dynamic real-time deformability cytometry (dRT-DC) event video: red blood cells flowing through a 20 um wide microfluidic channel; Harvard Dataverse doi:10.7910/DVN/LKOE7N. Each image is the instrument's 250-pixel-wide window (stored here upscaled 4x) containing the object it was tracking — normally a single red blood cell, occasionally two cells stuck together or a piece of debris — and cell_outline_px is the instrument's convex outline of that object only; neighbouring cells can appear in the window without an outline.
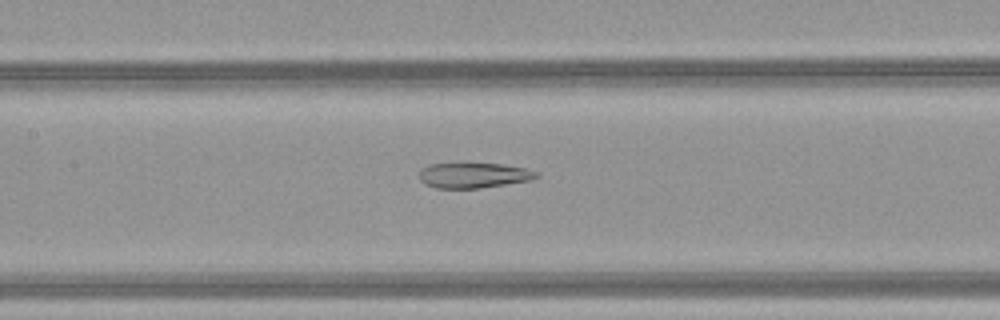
{"species": "common noctule bat (a hibernating species)", "species_latin": "Nyctalus noctula", "temperature_condition": "warm", "stored_images_in_passage": 37, "camera_frame_rate_fps": 3000, "um_per_image_px": 0.085, "animal": {"sex": "female", "body_mass_g": 21.9}, "frame": {"image": 1, "passage_image": 11, "time_ms": 3.333, "image_size_px": [1000, 320], "cell_outline_px": [[540, 176], [528, 180], [480, 188], [436, 188], [424, 184], [420, 180], [420, 168], [428, 164], [460, 160], [464, 160], [500, 164], [524, 168], [536, 172]], "centroid_in_image_um": [40.14, 14.84], "position_along_channel_um": 167.3, "area_um2": 18.03}}
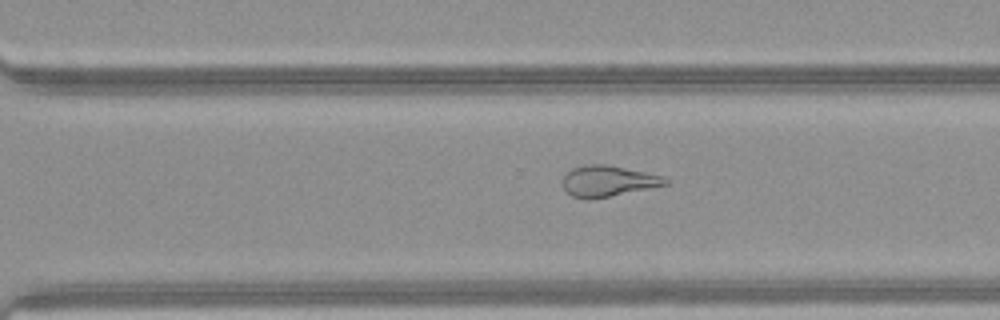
{"frame": {"image": 2, "passage_image": 22, "time_ms": 7.0, "image_size_px": [1000, 320], "cell_outline_px": [[668, 184], [608, 196], [572, 196], [564, 188], [564, 176], [572, 168], [588, 164], [604, 164], [644, 172], [660, 176], [668, 180]], "centroid_in_image_um": [51.68, 15.35], "position_along_channel_um": 318.9, "area_um2": 17.4}}
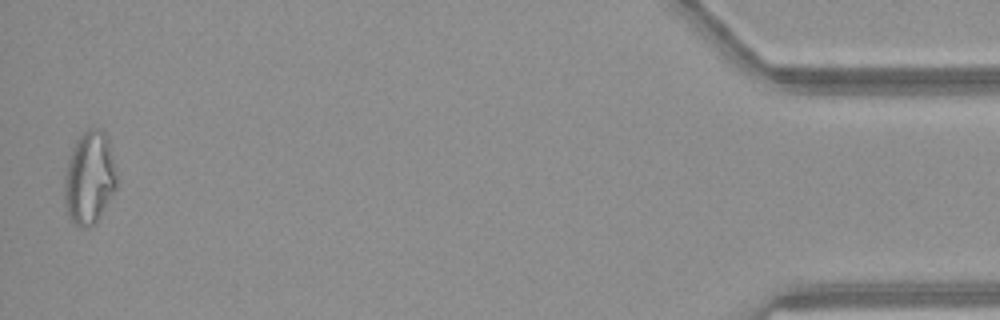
{"frame": {"image": 3, "passage_image": 36, "time_ms": 11.667, "image_size_px": [1000, 320], "cell_outline_px": [[116, 188], [96, 224], [84, 228], [80, 228], [68, 220], [64, 204], [64, 176], [68, 156], [76, 140], [88, 128], [100, 128], [108, 136], [116, 168]], "centroid_in_image_um": [7.58, 15.14], "position_along_channel_um": 427.6, "area_um2": 29.02}, "authors_computed_cell_mechanics": {"area_um2": 19.4786, "velocity_mm_per_s": 4.1483, "shape_relaxation_time_tau1_ms": null, "shape_relaxation_time_tau2_ms": 2.0451, "deformation_change_tau1": null, "deformation_change_tau2": 0.1123}}